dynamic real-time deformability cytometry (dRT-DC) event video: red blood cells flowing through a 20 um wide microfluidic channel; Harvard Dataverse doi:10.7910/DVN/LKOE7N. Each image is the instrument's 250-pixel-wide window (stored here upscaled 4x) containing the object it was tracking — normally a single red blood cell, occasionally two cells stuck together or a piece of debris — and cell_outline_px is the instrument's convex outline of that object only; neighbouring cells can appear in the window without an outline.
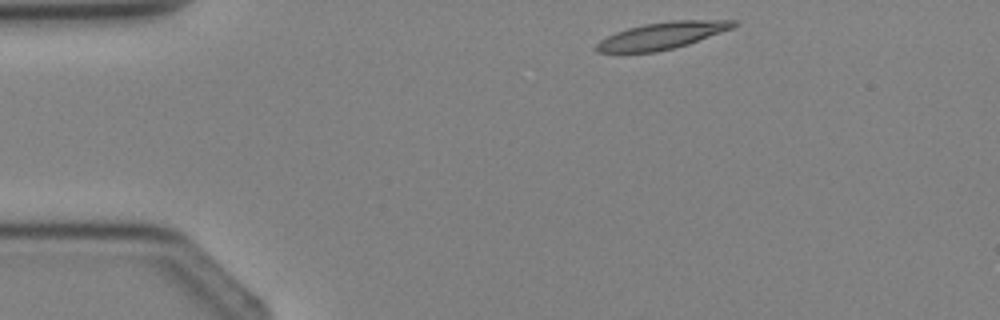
{"species": "Egyptian fruit bat (a non-hibernating species)", "species_latin": "Rousettus aegyptiacus", "temperature_condition": "cold", "stored_images_in_passage": 2, "camera_frame_rate_fps": 3000, "um_per_image_px": 0.085, "animal": {"sex": "female"}, "frame": {"image": 1, "passage_image": 1, "time_ms": 0.0, "image_size_px": [1000, 320], "cell_outline_px": [[740, 24], [732, 28], [688, 44], [656, 52], [596, 52], [596, 44], [600, 40], [616, 32], [628, 28], [644, 24], [672, 20], [736, 20]], "centroid_in_image_um": [56.29, 3.02], "position_along_channel_um": 28.7, "area_um2": 21.27}}